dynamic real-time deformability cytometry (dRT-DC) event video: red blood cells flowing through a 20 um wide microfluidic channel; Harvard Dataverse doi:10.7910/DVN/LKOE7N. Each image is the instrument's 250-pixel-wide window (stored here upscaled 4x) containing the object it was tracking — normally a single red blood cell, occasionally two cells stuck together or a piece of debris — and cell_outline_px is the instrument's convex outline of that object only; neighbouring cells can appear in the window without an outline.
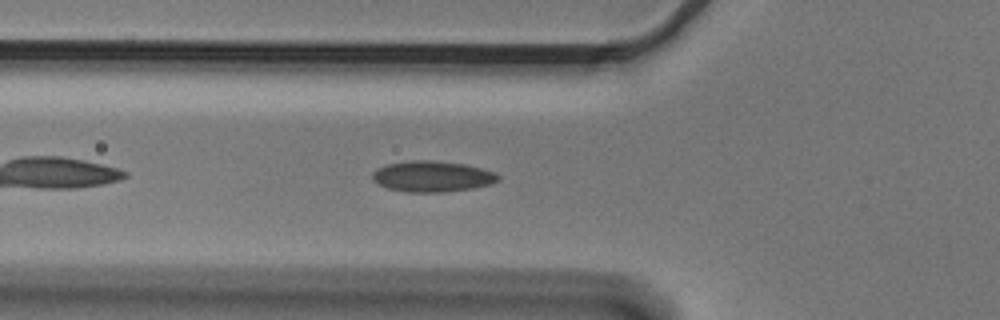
{"species": "Egyptian fruit bat (a non-hibernating species)", "species_latin": "Rousettus aegyptiacus", "temperature_condition": "cold", "stored_images_in_passage": 41, "camera_frame_rate_fps": 3000, "um_per_image_px": 0.085, "animal": {"sex": "male"}, "frame": {"image": 1, "passage_image": 6, "time_ms": 1.667, "image_size_px": [1000, 320], "cell_outline_px": [[500, 180], [492, 184], [472, 188], [444, 192], [408, 192], [388, 188], [372, 180], [372, 172], [376, 168], [388, 164], [408, 160], [432, 160], [464, 164], [496, 172], [500, 176]], "centroid_in_image_um": [36.75, 14.99], "position_along_channel_um": 89.0, "area_um2": 22.72}}
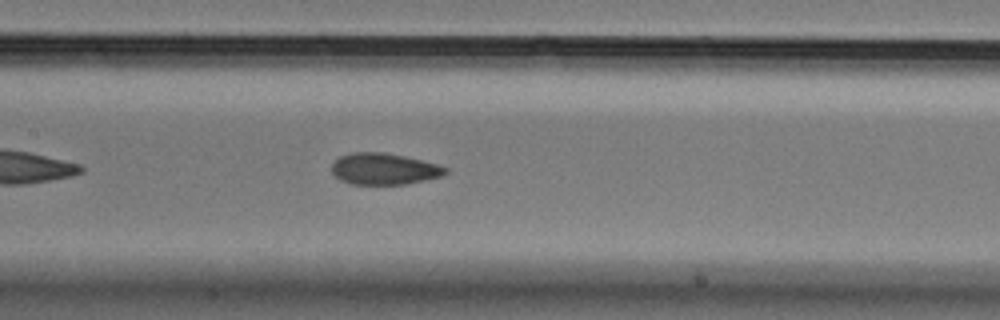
{"frame": {"image": 2, "passage_image": 13, "time_ms": 4.0, "image_size_px": [1000, 320], "cell_outline_px": [[448, 172], [444, 176], [404, 184], [352, 184], [340, 180], [332, 172], [332, 164], [340, 156], [352, 152], [384, 152], [404, 156], [436, 164], [448, 168]], "centroid_in_image_um": [32.65, 14.35], "position_along_channel_um": 174.8, "area_um2": 20.75}}
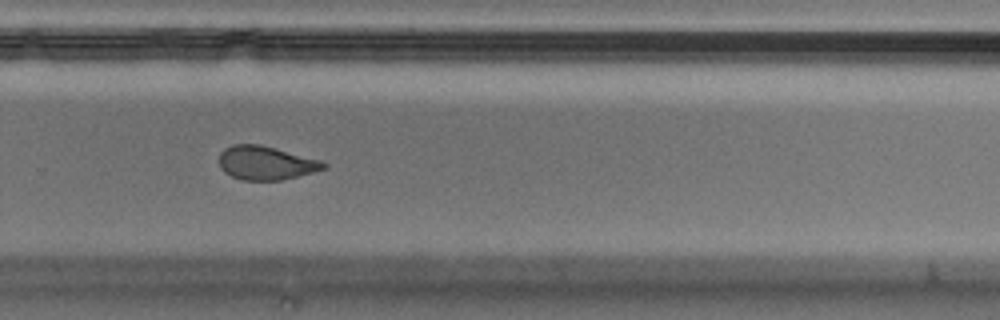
{"frame": {"image": 3, "passage_image": 24, "time_ms": 7.667, "image_size_px": [1000, 320], "cell_outline_px": [[328, 168], [280, 180], [240, 180], [224, 172], [220, 168], [220, 152], [224, 148], [232, 144], [260, 144], [320, 160], [328, 164]], "centroid_in_image_um": [22.58, 13.84], "position_along_channel_um": 307.2, "area_um2": 20.46}}